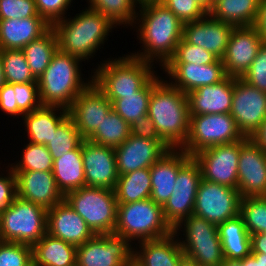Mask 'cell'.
Instances as JSON below:
<instances>
[{
  "label": "cell",
  "mask_w": 266,
  "mask_h": 266,
  "mask_svg": "<svg viewBox=\"0 0 266 266\" xmlns=\"http://www.w3.org/2000/svg\"><path fill=\"white\" fill-rule=\"evenodd\" d=\"M0 266H33L32 246L0 241Z\"/></svg>",
  "instance_id": "cell-45"
},
{
  "label": "cell",
  "mask_w": 266,
  "mask_h": 266,
  "mask_svg": "<svg viewBox=\"0 0 266 266\" xmlns=\"http://www.w3.org/2000/svg\"><path fill=\"white\" fill-rule=\"evenodd\" d=\"M121 55L107 59L106 56L104 59L102 57L96 66L90 64L93 67L90 69L93 70L94 83L110 102L123 98V95L137 93L158 72L154 64L132 56L129 52Z\"/></svg>",
  "instance_id": "cell-5"
},
{
  "label": "cell",
  "mask_w": 266,
  "mask_h": 266,
  "mask_svg": "<svg viewBox=\"0 0 266 266\" xmlns=\"http://www.w3.org/2000/svg\"><path fill=\"white\" fill-rule=\"evenodd\" d=\"M82 62L78 57L59 49L56 51L46 70L37 79L42 105L67 110L71 107L76 97L93 81V70H88L87 78L82 72Z\"/></svg>",
  "instance_id": "cell-4"
},
{
  "label": "cell",
  "mask_w": 266,
  "mask_h": 266,
  "mask_svg": "<svg viewBox=\"0 0 266 266\" xmlns=\"http://www.w3.org/2000/svg\"><path fill=\"white\" fill-rule=\"evenodd\" d=\"M247 266H259V261L250 254L247 256Z\"/></svg>",
  "instance_id": "cell-61"
},
{
  "label": "cell",
  "mask_w": 266,
  "mask_h": 266,
  "mask_svg": "<svg viewBox=\"0 0 266 266\" xmlns=\"http://www.w3.org/2000/svg\"><path fill=\"white\" fill-rule=\"evenodd\" d=\"M239 215L250 235L266 233V196L241 198Z\"/></svg>",
  "instance_id": "cell-42"
},
{
  "label": "cell",
  "mask_w": 266,
  "mask_h": 266,
  "mask_svg": "<svg viewBox=\"0 0 266 266\" xmlns=\"http://www.w3.org/2000/svg\"><path fill=\"white\" fill-rule=\"evenodd\" d=\"M241 198L237 188L202 179L197 190L193 214L218 226L239 215Z\"/></svg>",
  "instance_id": "cell-11"
},
{
  "label": "cell",
  "mask_w": 266,
  "mask_h": 266,
  "mask_svg": "<svg viewBox=\"0 0 266 266\" xmlns=\"http://www.w3.org/2000/svg\"><path fill=\"white\" fill-rule=\"evenodd\" d=\"M202 173L192 157L178 172L174 190L162 207L166 222L173 229L193 214Z\"/></svg>",
  "instance_id": "cell-13"
},
{
  "label": "cell",
  "mask_w": 266,
  "mask_h": 266,
  "mask_svg": "<svg viewBox=\"0 0 266 266\" xmlns=\"http://www.w3.org/2000/svg\"><path fill=\"white\" fill-rule=\"evenodd\" d=\"M24 145H21V153L17 152L18 156L15 161L9 162L8 165L13 171H52L53 158L47 147L43 144H36L23 140ZM20 156V157H19ZM18 158V159H16ZM20 158V159H19Z\"/></svg>",
  "instance_id": "cell-38"
},
{
  "label": "cell",
  "mask_w": 266,
  "mask_h": 266,
  "mask_svg": "<svg viewBox=\"0 0 266 266\" xmlns=\"http://www.w3.org/2000/svg\"><path fill=\"white\" fill-rule=\"evenodd\" d=\"M200 5H202L207 11L212 8L210 0H196Z\"/></svg>",
  "instance_id": "cell-63"
},
{
  "label": "cell",
  "mask_w": 266,
  "mask_h": 266,
  "mask_svg": "<svg viewBox=\"0 0 266 266\" xmlns=\"http://www.w3.org/2000/svg\"><path fill=\"white\" fill-rule=\"evenodd\" d=\"M170 11H172L176 17H178L182 23L193 22L204 18L208 11L200 5L196 0H159Z\"/></svg>",
  "instance_id": "cell-46"
},
{
  "label": "cell",
  "mask_w": 266,
  "mask_h": 266,
  "mask_svg": "<svg viewBox=\"0 0 266 266\" xmlns=\"http://www.w3.org/2000/svg\"><path fill=\"white\" fill-rule=\"evenodd\" d=\"M39 16L43 17L51 26L58 20L71 14L76 4L73 0H34ZM71 6V7H70ZM70 9V10H69Z\"/></svg>",
  "instance_id": "cell-48"
},
{
  "label": "cell",
  "mask_w": 266,
  "mask_h": 266,
  "mask_svg": "<svg viewBox=\"0 0 266 266\" xmlns=\"http://www.w3.org/2000/svg\"><path fill=\"white\" fill-rule=\"evenodd\" d=\"M261 0H217L208 14L222 22L239 26H254Z\"/></svg>",
  "instance_id": "cell-32"
},
{
  "label": "cell",
  "mask_w": 266,
  "mask_h": 266,
  "mask_svg": "<svg viewBox=\"0 0 266 266\" xmlns=\"http://www.w3.org/2000/svg\"><path fill=\"white\" fill-rule=\"evenodd\" d=\"M237 189L242 198L266 196V151L251 139L240 149Z\"/></svg>",
  "instance_id": "cell-18"
},
{
  "label": "cell",
  "mask_w": 266,
  "mask_h": 266,
  "mask_svg": "<svg viewBox=\"0 0 266 266\" xmlns=\"http://www.w3.org/2000/svg\"><path fill=\"white\" fill-rule=\"evenodd\" d=\"M235 26L207 14L204 18L183 24V39L222 59Z\"/></svg>",
  "instance_id": "cell-21"
},
{
  "label": "cell",
  "mask_w": 266,
  "mask_h": 266,
  "mask_svg": "<svg viewBox=\"0 0 266 266\" xmlns=\"http://www.w3.org/2000/svg\"><path fill=\"white\" fill-rule=\"evenodd\" d=\"M58 49L57 35L52 27L40 38L31 41L22 49L30 71L36 80L46 70Z\"/></svg>",
  "instance_id": "cell-35"
},
{
  "label": "cell",
  "mask_w": 266,
  "mask_h": 266,
  "mask_svg": "<svg viewBox=\"0 0 266 266\" xmlns=\"http://www.w3.org/2000/svg\"><path fill=\"white\" fill-rule=\"evenodd\" d=\"M18 109L23 113H30L42 106L37 82L12 83Z\"/></svg>",
  "instance_id": "cell-47"
},
{
  "label": "cell",
  "mask_w": 266,
  "mask_h": 266,
  "mask_svg": "<svg viewBox=\"0 0 266 266\" xmlns=\"http://www.w3.org/2000/svg\"><path fill=\"white\" fill-rule=\"evenodd\" d=\"M131 135L163 142L155 129L153 121L148 115H143L136 119L131 125Z\"/></svg>",
  "instance_id": "cell-53"
},
{
  "label": "cell",
  "mask_w": 266,
  "mask_h": 266,
  "mask_svg": "<svg viewBox=\"0 0 266 266\" xmlns=\"http://www.w3.org/2000/svg\"><path fill=\"white\" fill-rule=\"evenodd\" d=\"M234 77L226 76L216 84L198 87L187 93L189 115L230 114Z\"/></svg>",
  "instance_id": "cell-25"
},
{
  "label": "cell",
  "mask_w": 266,
  "mask_h": 266,
  "mask_svg": "<svg viewBox=\"0 0 266 266\" xmlns=\"http://www.w3.org/2000/svg\"><path fill=\"white\" fill-rule=\"evenodd\" d=\"M84 138L76 128L72 118L68 115L58 126L46 145L53 159L59 158L67 152L77 149Z\"/></svg>",
  "instance_id": "cell-40"
},
{
  "label": "cell",
  "mask_w": 266,
  "mask_h": 266,
  "mask_svg": "<svg viewBox=\"0 0 266 266\" xmlns=\"http://www.w3.org/2000/svg\"><path fill=\"white\" fill-rule=\"evenodd\" d=\"M160 71L172 86L185 94L198 87L216 84L227 76L222 59L207 65L167 63Z\"/></svg>",
  "instance_id": "cell-19"
},
{
  "label": "cell",
  "mask_w": 266,
  "mask_h": 266,
  "mask_svg": "<svg viewBox=\"0 0 266 266\" xmlns=\"http://www.w3.org/2000/svg\"><path fill=\"white\" fill-rule=\"evenodd\" d=\"M132 29L140 48L129 53L154 64L160 70L173 57L183 38L182 21L160 1L139 3Z\"/></svg>",
  "instance_id": "cell-1"
},
{
  "label": "cell",
  "mask_w": 266,
  "mask_h": 266,
  "mask_svg": "<svg viewBox=\"0 0 266 266\" xmlns=\"http://www.w3.org/2000/svg\"><path fill=\"white\" fill-rule=\"evenodd\" d=\"M47 233V209L18 196L0 212V241L33 246Z\"/></svg>",
  "instance_id": "cell-7"
},
{
  "label": "cell",
  "mask_w": 266,
  "mask_h": 266,
  "mask_svg": "<svg viewBox=\"0 0 266 266\" xmlns=\"http://www.w3.org/2000/svg\"><path fill=\"white\" fill-rule=\"evenodd\" d=\"M64 200L85 220L95 235L113 234L118 205L114 190L81 187L67 193Z\"/></svg>",
  "instance_id": "cell-8"
},
{
  "label": "cell",
  "mask_w": 266,
  "mask_h": 266,
  "mask_svg": "<svg viewBox=\"0 0 266 266\" xmlns=\"http://www.w3.org/2000/svg\"><path fill=\"white\" fill-rule=\"evenodd\" d=\"M173 233L179 243L220 241L217 226L195 214L181 221L173 228Z\"/></svg>",
  "instance_id": "cell-39"
},
{
  "label": "cell",
  "mask_w": 266,
  "mask_h": 266,
  "mask_svg": "<svg viewBox=\"0 0 266 266\" xmlns=\"http://www.w3.org/2000/svg\"><path fill=\"white\" fill-rule=\"evenodd\" d=\"M133 246L115 234H98L77 247L76 266H124Z\"/></svg>",
  "instance_id": "cell-14"
},
{
  "label": "cell",
  "mask_w": 266,
  "mask_h": 266,
  "mask_svg": "<svg viewBox=\"0 0 266 266\" xmlns=\"http://www.w3.org/2000/svg\"><path fill=\"white\" fill-rule=\"evenodd\" d=\"M173 229L166 222L162 206L151 198L118 204L113 234L125 238L132 246L145 240L166 237Z\"/></svg>",
  "instance_id": "cell-6"
},
{
  "label": "cell",
  "mask_w": 266,
  "mask_h": 266,
  "mask_svg": "<svg viewBox=\"0 0 266 266\" xmlns=\"http://www.w3.org/2000/svg\"><path fill=\"white\" fill-rule=\"evenodd\" d=\"M124 266H143L139 261H137L133 256L125 263Z\"/></svg>",
  "instance_id": "cell-62"
},
{
  "label": "cell",
  "mask_w": 266,
  "mask_h": 266,
  "mask_svg": "<svg viewBox=\"0 0 266 266\" xmlns=\"http://www.w3.org/2000/svg\"><path fill=\"white\" fill-rule=\"evenodd\" d=\"M82 8L79 13L56 21L52 28L57 35L59 50L80 58L86 65L97 57L98 50L102 53V49H106L104 45L118 27L102 13L87 6Z\"/></svg>",
  "instance_id": "cell-2"
},
{
  "label": "cell",
  "mask_w": 266,
  "mask_h": 266,
  "mask_svg": "<svg viewBox=\"0 0 266 266\" xmlns=\"http://www.w3.org/2000/svg\"><path fill=\"white\" fill-rule=\"evenodd\" d=\"M83 164L82 144L77 149L53 159V176L63 196L81 187H86Z\"/></svg>",
  "instance_id": "cell-29"
},
{
  "label": "cell",
  "mask_w": 266,
  "mask_h": 266,
  "mask_svg": "<svg viewBox=\"0 0 266 266\" xmlns=\"http://www.w3.org/2000/svg\"><path fill=\"white\" fill-rule=\"evenodd\" d=\"M178 266H200L197 262L194 260H191L190 258H187L184 256Z\"/></svg>",
  "instance_id": "cell-59"
},
{
  "label": "cell",
  "mask_w": 266,
  "mask_h": 266,
  "mask_svg": "<svg viewBox=\"0 0 266 266\" xmlns=\"http://www.w3.org/2000/svg\"><path fill=\"white\" fill-rule=\"evenodd\" d=\"M230 115L244 137H251L266 120V93L234 77Z\"/></svg>",
  "instance_id": "cell-12"
},
{
  "label": "cell",
  "mask_w": 266,
  "mask_h": 266,
  "mask_svg": "<svg viewBox=\"0 0 266 266\" xmlns=\"http://www.w3.org/2000/svg\"><path fill=\"white\" fill-rule=\"evenodd\" d=\"M251 253L266 254V233H257L250 235Z\"/></svg>",
  "instance_id": "cell-55"
},
{
  "label": "cell",
  "mask_w": 266,
  "mask_h": 266,
  "mask_svg": "<svg viewBox=\"0 0 266 266\" xmlns=\"http://www.w3.org/2000/svg\"><path fill=\"white\" fill-rule=\"evenodd\" d=\"M219 58L200 46L187 43L183 38L178 43L173 57L167 63H195L207 65Z\"/></svg>",
  "instance_id": "cell-44"
},
{
  "label": "cell",
  "mask_w": 266,
  "mask_h": 266,
  "mask_svg": "<svg viewBox=\"0 0 266 266\" xmlns=\"http://www.w3.org/2000/svg\"><path fill=\"white\" fill-rule=\"evenodd\" d=\"M159 71L160 69L137 93L123 95V98L111 102L112 109L130 126L137 118L148 114L150 94L153 87L163 78Z\"/></svg>",
  "instance_id": "cell-33"
},
{
  "label": "cell",
  "mask_w": 266,
  "mask_h": 266,
  "mask_svg": "<svg viewBox=\"0 0 266 266\" xmlns=\"http://www.w3.org/2000/svg\"><path fill=\"white\" fill-rule=\"evenodd\" d=\"M169 149L164 142L130 134L124 143L114 149L118 174L124 175L138 169L150 168Z\"/></svg>",
  "instance_id": "cell-20"
},
{
  "label": "cell",
  "mask_w": 266,
  "mask_h": 266,
  "mask_svg": "<svg viewBox=\"0 0 266 266\" xmlns=\"http://www.w3.org/2000/svg\"><path fill=\"white\" fill-rule=\"evenodd\" d=\"M224 259L242 260L251 254V238L240 215L217 226Z\"/></svg>",
  "instance_id": "cell-31"
},
{
  "label": "cell",
  "mask_w": 266,
  "mask_h": 266,
  "mask_svg": "<svg viewBox=\"0 0 266 266\" xmlns=\"http://www.w3.org/2000/svg\"><path fill=\"white\" fill-rule=\"evenodd\" d=\"M112 104L105 93L92 81L68 109L76 128L87 139L111 111Z\"/></svg>",
  "instance_id": "cell-15"
},
{
  "label": "cell",
  "mask_w": 266,
  "mask_h": 266,
  "mask_svg": "<svg viewBox=\"0 0 266 266\" xmlns=\"http://www.w3.org/2000/svg\"><path fill=\"white\" fill-rule=\"evenodd\" d=\"M217 0H210V4L213 5Z\"/></svg>",
  "instance_id": "cell-65"
},
{
  "label": "cell",
  "mask_w": 266,
  "mask_h": 266,
  "mask_svg": "<svg viewBox=\"0 0 266 266\" xmlns=\"http://www.w3.org/2000/svg\"><path fill=\"white\" fill-rule=\"evenodd\" d=\"M131 134V126L113 109L100 126L87 138L89 141L110 148H117Z\"/></svg>",
  "instance_id": "cell-37"
},
{
  "label": "cell",
  "mask_w": 266,
  "mask_h": 266,
  "mask_svg": "<svg viewBox=\"0 0 266 266\" xmlns=\"http://www.w3.org/2000/svg\"><path fill=\"white\" fill-rule=\"evenodd\" d=\"M249 139L244 137L233 143L212 146L193 155L201 169L202 179L237 188L240 149Z\"/></svg>",
  "instance_id": "cell-10"
},
{
  "label": "cell",
  "mask_w": 266,
  "mask_h": 266,
  "mask_svg": "<svg viewBox=\"0 0 266 266\" xmlns=\"http://www.w3.org/2000/svg\"><path fill=\"white\" fill-rule=\"evenodd\" d=\"M39 16L34 0H0V20Z\"/></svg>",
  "instance_id": "cell-49"
},
{
  "label": "cell",
  "mask_w": 266,
  "mask_h": 266,
  "mask_svg": "<svg viewBox=\"0 0 266 266\" xmlns=\"http://www.w3.org/2000/svg\"><path fill=\"white\" fill-rule=\"evenodd\" d=\"M2 163L3 162L1 161L0 165H2ZM0 172H1L0 173V212H1L11 205V203L17 196V188H16V175L14 174L12 168L7 163L5 164L4 162L2 168L0 166Z\"/></svg>",
  "instance_id": "cell-51"
},
{
  "label": "cell",
  "mask_w": 266,
  "mask_h": 266,
  "mask_svg": "<svg viewBox=\"0 0 266 266\" xmlns=\"http://www.w3.org/2000/svg\"><path fill=\"white\" fill-rule=\"evenodd\" d=\"M1 57L6 83L37 82L22 49H1Z\"/></svg>",
  "instance_id": "cell-41"
},
{
  "label": "cell",
  "mask_w": 266,
  "mask_h": 266,
  "mask_svg": "<svg viewBox=\"0 0 266 266\" xmlns=\"http://www.w3.org/2000/svg\"><path fill=\"white\" fill-rule=\"evenodd\" d=\"M262 43L254 26L234 27L222 58L226 75L241 78L251 66Z\"/></svg>",
  "instance_id": "cell-16"
},
{
  "label": "cell",
  "mask_w": 266,
  "mask_h": 266,
  "mask_svg": "<svg viewBox=\"0 0 266 266\" xmlns=\"http://www.w3.org/2000/svg\"><path fill=\"white\" fill-rule=\"evenodd\" d=\"M250 139L266 151V120L262 125L253 133Z\"/></svg>",
  "instance_id": "cell-56"
},
{
  "label": "cell",
  "mask_w": 266,
  "mask_h": 266,
  "mask_svg": "<svg viewBox=\"0 0 266 266\" xmlns=\"http://www.w3.org/2000/svg\"><path fill=\"white\" fill-rule=\"evenodd\" d=\"M220 266H247V256L242 260L237 259H224Z\"/></svg>",
  "instance_id": "cell-57"
},
{
  "label": "cell",
  "mask_w": 266,
  "mask_h": 266,
  "mask_svg": "<svg viewBox=\"0 0 266 266\" xmlns=\"http://www.w3.org/2000/svg\"><path fill=\"white\" fill-rule=\"evenodd\" d=\"M192 158L182 149H169L150 167L151 196L164 206L172 194L179 170Z\"/></svg>",
  "instance_id": "cell-24"
},
{
  "label": "cell",
  "mask_w": 266,
  "mask_h": 266,
  "mask_svg": "<svg viewBox=\"0 0 266 266\" xmlns=\"http://www.w3.org/2000/svg\"><path fill=\"white\" fill-rule=\"evenodd\" d=\"M77 247L46 233L32 246L33 266H76Z\"/></svg>",
  "instance_id": "cell-30"
},
{
  "label": "cell",
  "mask_w": 266,
  "mask_h": 266,
  "mask_svg": "<svg viewBox=\"0 0 266 266\" xmlns=\"http://www.w3.org/2000/svg\"><path fill=\"white\" fill-rule=\"evenodd\" d=\"M0 112H3V115L8 117L21 118L24 115L17 106L15 91L13 86L9 83H5L4 86L0 89ZM20 116V117H19Z\"/></svg>",
  "instance_id": "cell-52"
},
{
  "label": "cell",
  "mask_w": 266,
  "mask_h": 266,
  "mask_svg": "<svg viewBox=\"0 0 266 266\" xmlns=\"http://www.w3.org/2000/svg\"><path fill=\"white\" fill-rule=\"evenodd\" d=\"M184 255L200 266H220L224 261L221 241L179 243Z\"/></svg>",
  "instance_id": "cell-43"
},
{
  "label": "cell",
  "mask_w": 266,
  "mask_h": 266,
  "mask_svg": "<svg viewBox=\"0 0 266 266\" xmlns=\"http://www.w3.org/2000/svg\"><path fill=\"white\" fill-rule=\"evenodd\" d=\"M162 141L170 149H181L189 134L188 95L164 77L153 87L147 114Z\"/></svg>",
  "instance_id": "cell-3"
},
{
  "label": "cell",
  "mask_w": 266,
  "mask_h": 266,
  "mask_svg": "<svg viewBox=\"0 0 266 266\" xmlns=\"http://www.w3.org/2000/svg\"><path fill=\"white\" fill-rule=\"evenodd\" d=\"M88 8L102 13L118 29L132 28L138 12V0H85ZM121 26V28H120Z\"/></svg>",
  "instance_id": "cell-36"
},
{
  "label": "cell",
  "mask_w": 266,
  "mask_h": 266,
  "mask_svg": "<svg viewBox=\"0 0 266 266\" xmlns=\"http://www.w3.org/2000/svg\"><path fill=\"white\" fill-rule=\"evenodd\" d=\"M69 115L68 110L57 106L42 105L40 108L26 113L22 116L20 127L28 142L47 145L50 142L53 133H55L57 126ZM23 124V125H22ZM22 125V126H21Z\"/></svg>",
  "instance_id": "cell-26"
},
{
  "label": "cell",
  "mask_w": 266,
  "mask_h": 266,
  "mask_svg": "<svg viewBox=\"0 0 266 266\" xmlns=\"http://www.w3.org/2000/svg\"><path fill=\"white\" fill-rule=\"evenodd\" d=\"M184 256L174 233L133 245V257L143 266H178Z\"/></svg>",
  "instance_id": "cell-27"
},
{
  "label": "cell",
  "mask_w": 266,
  "mask_h": 266,
  "mask_svg": "<svg viewBox=\"0 0 266 266\" xmlns=\"http://www.w3.org/2000/svg\"><path fill=\"white\" fill-rule=\"evenodd\" d=\"M17 196L50 209L64 200L52 171H13Z\"/></svg>",
  "instance_id": "cell-22"
},
{
  "label": "cell",
  "mask_w": 266,
  "mask_h": 266,
  "mask_svg": "<svg viewBox=\"0 0 266 266\" xmlns=\"http://www.w3.org/2000/svg\"><path fill=\"white\" fill-rule=\"evenodd\" d=\"M150 168H142L119 175L114 189L117 204L132 203L151 196Z\"/></svg>",
  "instance_id": "cell-34"
},
{
  "label": "cell",
  "mask_w": 266,
  "mask_h": 266,
  "mask_svg": "<svg viewBox=\"0 0 266 266\" xmlns=\"http://www.w3.org/2000/svg\"><path fill=\"white\" fill-rule=\"evenodd\" d=\"M82 157L86 187L114 190L119 177L114 148L84 139Z\"/></svg>",
  "instance_id": "cell-17"
},
{
  "label": "cell",
  "mask_w": 266,
  "mask_h": 266,
  "mask_svg": "<svg viewBox=\"0 0 266 266\" xmlns=\"http://www.w3.org/2000/svg\"><path fill=\"white\" fill-rule=\"evenodd\" d=\"M139 3H142V2H147V1H159V0H138Z\"/></svg>",
  "instance_id": "cell-64"
},
{
  "label": "cell",
  "mask_w": 266,
  "mask_h": 266,
  "mask_svg": "<svg viewBox=\"0 0 266 266\" xmlns=\"http://www.w3.org/2000/svg\"><path fill=\"white\" fill-rule=\"evenodd\" d=\"M248 84L266 93V44L262 43L251 66L241 77Z\"/></svg>",
  "instance_id": "cell-50"
},
{
  "label": "cell",
  "mask_w": 266,
  "mask_h": 266,
  "mask_svg": "<svg viewBox=\"0 0 266 266\" xmlns=\"http://www.w3.org/2000/svg\"><path fill=\"white\" fill-rule=\"evenodd\" d=\"M47 233L76 247L95 235L65 200L47 209Z\"/></svg>",
  "instance_id": "cell-23"
},
{
  "label": "cell",
  "mask_w": 266,
  "mask_h": 266,
  "mask_svg": "<svg viewBox=\"0 0 266 266\" xmlns=\"http://www.w3.org/2000/svg\"><path fill=\"white\" fill-rule=\"evenodd\" d=\"M6 83L4 71H3V60L1 57V50H0V89L4 86Z\"/></svg>",
  "instance_id": "cell-60"
},
{
  "label": "cell",
  "mask_w": 266,
  "mask_h": 266,
  "mask_svg": "<svg viewBox=\"0 0 266 266\" xmlns=\"http://www.w3.org/2000/svg\"><path fill=\"white\" fill-rule=\"evenodd\" d=\"M52 26L41 16L0 20V50L23 49Z\"/></svg>",
  "instance_id": "cell-28"
},
{
  "label": "cell",
  "mask_w": 266,
  "mask_h": 266,
  "mask_svg": "<svg viewBox=\"0 0 266 266\" xmlns=\"http://www.w3.org/2000/svg\"><path fill=\"white\" fill-rule=\"evenodd\" d=\"M254 27L258 30L263 43L266 44V0L260 1L258 16Z\"/></svg>",
  "instance_id": "cell-54"
},
{
  "label": "cell",
  "mask_w": 266,
  "mask_h": 266,
  "mask_svg": "<svg viewBox=\"0 0 266 266\" xmlns=\"http://www.w3.org/2000/svg\"><path fill=\"white\" fill-rule=\"evenodd\" d=\"M251 255L259 261V266H266V254L264 253H251Z\"/></svg>",
  "instance_id": "cell-58"
},
{
  "label": "cell",
  "mask_w": 266,
  "mask_h": 266,
  "mask_svg": "<svg viewBox=\"0 0 266 266\" xmlns=\"http://www.w3.org/2000/svg\"><path fill=\"white\" fill-rule=\"evenodd\" d=\"M243 138L230 114L190 115L188 138L181 149L193 156L203 149Z\"/></svg>",
  "instance_id": "cell-9"
}]
</instances>
